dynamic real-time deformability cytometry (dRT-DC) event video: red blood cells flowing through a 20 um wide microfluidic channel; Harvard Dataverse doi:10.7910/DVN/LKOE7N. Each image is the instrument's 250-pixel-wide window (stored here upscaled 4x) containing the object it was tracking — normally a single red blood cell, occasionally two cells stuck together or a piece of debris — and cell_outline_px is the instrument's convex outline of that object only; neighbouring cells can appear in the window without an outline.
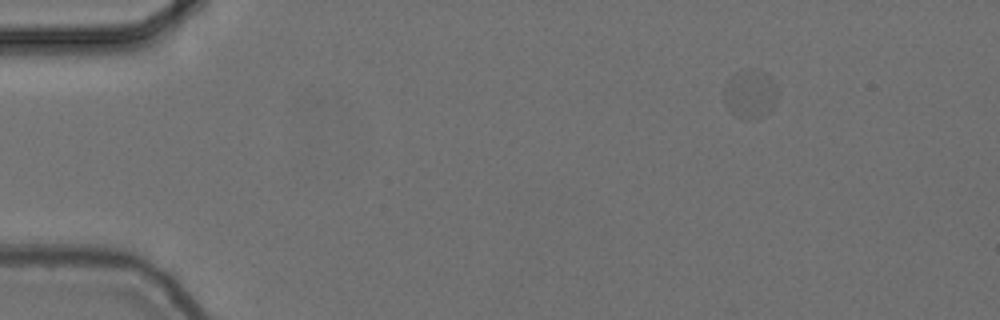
{"species": "common noctule bat (a hibernating species)", "species_latin": "Nyctalus noctula", "temperature_condition": "cold", "stored_images_in_passage": 15, "camera_frame_rate_fps": 3000, "um_per_image_px": 0.085, "animal": {"sex": "female", "body_mass_g": 24.6, "forearm_length_mm": 56.2}, "frame": {"image": 1, "passage_image": 5, "time_ms": 1.333, "image_size_px": [1000, 320], "cell_outline_px": [[776, 96], [772, 108], [768, 112], [760, 116], [748, 120], [744, 120], [736, 116], [724, 104], [724, 88], [728, 80], [736, 72], [748, 68], [764, 72], [776, 84]], "centroid_in_image_um": [63.73, 7.98], "position_along_channel_um": 21.3, "area_um2": 15.03}}
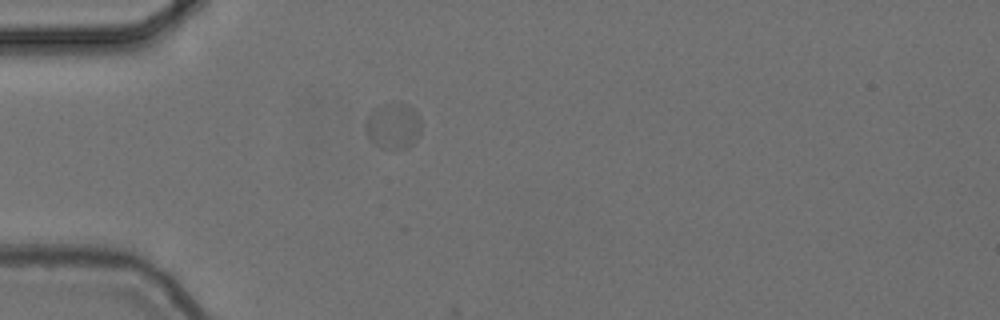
{"frame": {"image": 2, "passage_image": 14, "time_ms": 4.333, "image_size_px": [1000, 320], "cell_outline_px": [[420, 136], [408, 148], [380, 148], [368, 136], [364, 124], [372, 108], [384, 104], [408, 104], [420, 116]], "centroid_in_image_um": [33.43, 10.7], "position_along_channel_um": 51.6, "area_um2": 14.85}}